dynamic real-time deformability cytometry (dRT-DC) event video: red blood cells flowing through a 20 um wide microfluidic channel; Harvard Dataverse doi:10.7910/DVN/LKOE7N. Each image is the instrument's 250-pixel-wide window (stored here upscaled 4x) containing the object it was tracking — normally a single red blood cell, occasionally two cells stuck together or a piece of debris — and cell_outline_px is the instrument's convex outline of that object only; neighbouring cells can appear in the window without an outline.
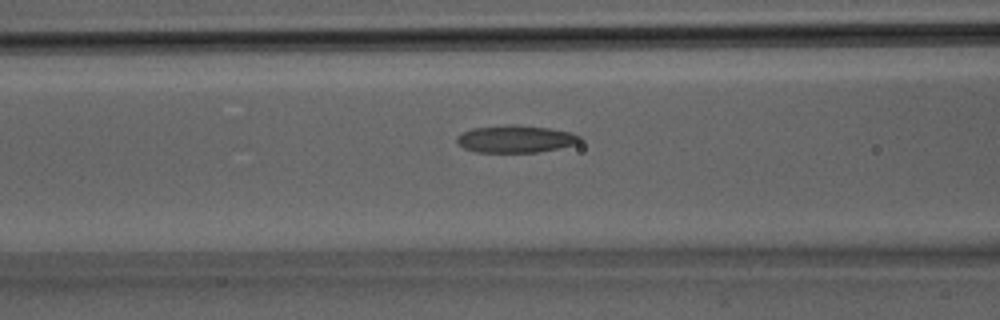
{"species": "Egyptian fruit bat (a non-hibernating species)", "species_latin": "Rousettus aegyptiacus", "temperature_condition": "room temperature", "stored_images_in_passage": 25, "segment_of_instrument_passage": [1, 2], "camera_frame_rate_fps": 3000, "um_per_image_px": 0.085, "animal": {"sex": "male"}, "frame": {"image": 1, "passage_image": 5, "time_ms": 1.333, "image_size_px": [1000, 320], "cell_outline_px": [[580, 140], [576, 144], [536, 152], [476, 152], [464, 148], [456, 140], [456, 136], [472, 128], [512, 124], [548, 128], [568, 132], [580, 136]], "centroid_in_image_um": [43.78, 11.81], "position_along_channel_um": 122.8, "area_um2": 19.25}}
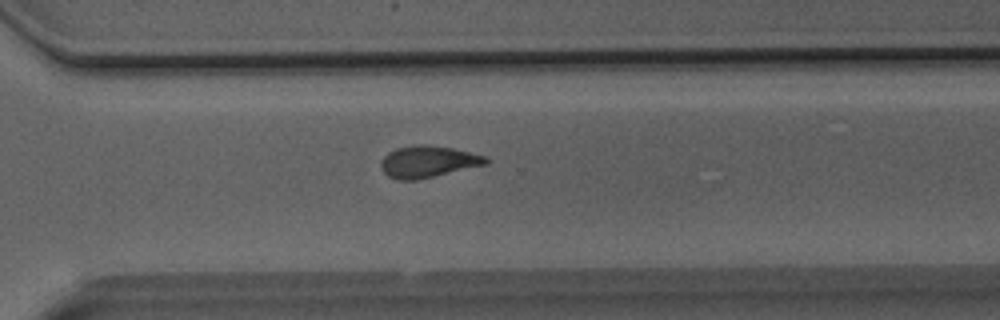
{"frame": {"image": 2, "passage_image": 15, "time_ms": 4.667, "image_size_px": [1000, 320], "cell_outline_px": [[488, 164], [416, 180], [396, 180], [388, 176], [380, 168], [380, 160], [388, 152], [396, 148], [416, 144], [452, 148], [488, 156]], "centroid_in_image_um": [36.36, 13.75], "position_along_channel_um": 334.2, "area_um2": 19.42}}
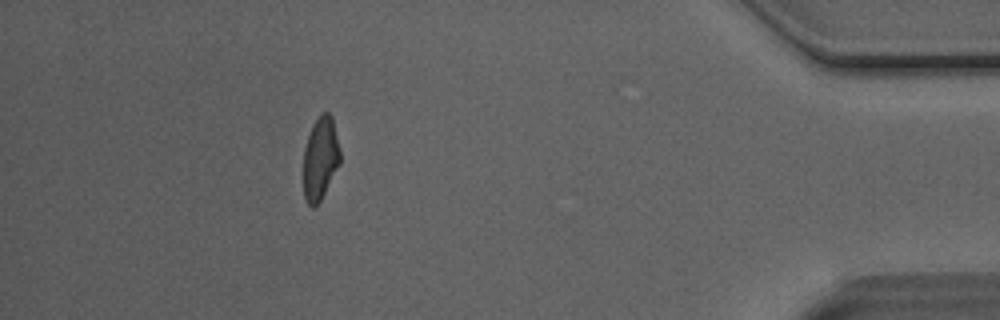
{"frame": {"image": 3, "passage_image": 21, "time_ms": 6.667, "image_size_px": [1000, 320], "cell_outline_px": [[340, 164], [320, 200], [312, 208], [304, 200], [304, 148], [312, 124], [320, 112], [328, 112], [332, 116], [340, 152]], "centroid_in_image_um": [27.22, 13.44], "position_along_channel_um": 408.0, "area_um2": 17.69}}